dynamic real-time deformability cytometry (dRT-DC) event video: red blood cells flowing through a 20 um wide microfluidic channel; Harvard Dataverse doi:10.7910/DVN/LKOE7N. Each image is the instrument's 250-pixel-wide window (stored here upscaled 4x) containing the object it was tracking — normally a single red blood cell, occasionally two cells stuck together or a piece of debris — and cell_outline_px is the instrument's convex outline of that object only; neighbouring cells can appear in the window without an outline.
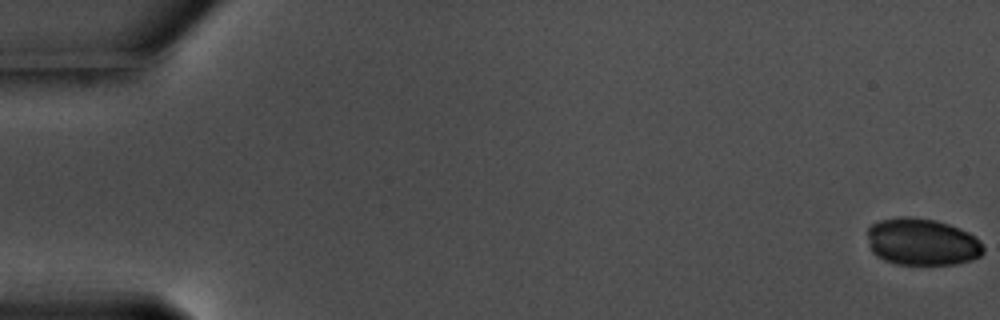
{"species": "common noctule bat (a hibernating species)", "species_latin": "Nyctalus noctula", "temperature_condition": "warm", "stored_images_in_passage": 59, "camera_frame_rate_fps": 3000, "um_per_image_px": 0.085, "animal": {"sex": "male", "body_mass_g": 17.5, "forearm_length_mm": 52.3}, "frame": {"image": 1, "passage_image": 1, "time_ms": 0.0, "image_size_px": [1000, 320], "cell_outline_px": [[984, 252], [980, 256], [972, 260], [956, 264], [896, 264], [884, 260], [876, 256], [872, 252], [868, 244], [868, 228], [872, 224], [880, 220], [900, 216], [908, 216], [936, 220], [960, 228], [968, 232], [984, 248]], "centroid_in_image_um": [78.34, 20.56], "position_along_channel_um": 6.7, "area_um2": 31.79}}
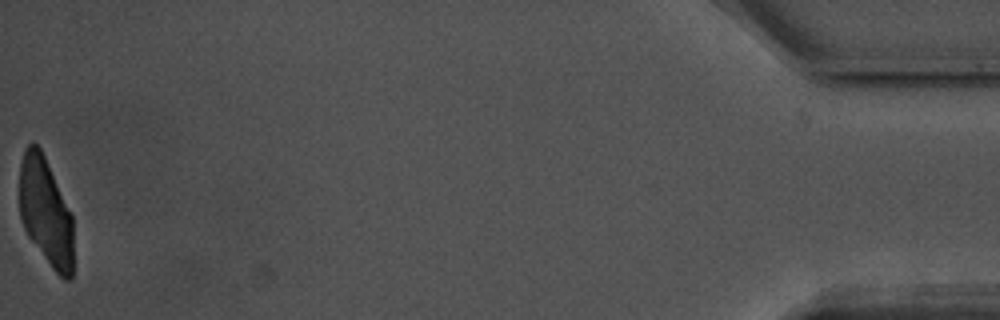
{"frame": {"image": 2, "passage_image": 59, "time_ms": 19.333, "image_size_px": [1000, 320], "cell_outline_px": [[72, 280], [64, 280], [52, 268], [28, 236], [24, 228], [20, 216], [20, 164], [24, 148], [32, 140], [40, 148], [44, 156], [72, 216]], "centroid_in_image_um": [3.87, 18.0], "position_along_channel_um": 431.3, "area_um2": 33.58}}